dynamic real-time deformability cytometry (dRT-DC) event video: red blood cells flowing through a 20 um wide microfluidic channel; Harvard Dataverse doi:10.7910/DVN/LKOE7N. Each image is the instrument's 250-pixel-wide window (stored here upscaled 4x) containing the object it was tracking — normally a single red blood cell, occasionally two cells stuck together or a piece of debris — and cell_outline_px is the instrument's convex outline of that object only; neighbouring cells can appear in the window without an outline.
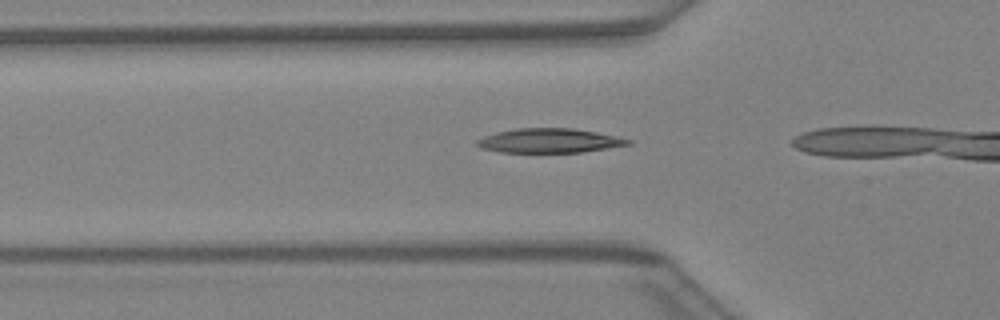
{"species": "Egyptian fruit bat (a non-hibernating species)", "species_latin": "Rousettus aegyptiacus", "temperature_condition": "warm", "stored_images_in_passage": 4, "camera_frame_rate_fps": 3000, "um_per_image_px": 0.085, "animal": {"sex": "female"}, "frame": {"image": 1, "passage_image": 2, "time_ms": 0.333, "image_size_px": [1000, 320], "cell_outline_px": [[632, 144], [580, 152], [500, 152], [484, 148], [476, 144], [476, 140], [484, 136], [496, 132], [516, 128], [572, 128], [596, 132], [632, 140]], "centroid_in_image_um": [46.68, 11.95], "position_along_channel_um": 79.1, "area_um2": 21.15}}